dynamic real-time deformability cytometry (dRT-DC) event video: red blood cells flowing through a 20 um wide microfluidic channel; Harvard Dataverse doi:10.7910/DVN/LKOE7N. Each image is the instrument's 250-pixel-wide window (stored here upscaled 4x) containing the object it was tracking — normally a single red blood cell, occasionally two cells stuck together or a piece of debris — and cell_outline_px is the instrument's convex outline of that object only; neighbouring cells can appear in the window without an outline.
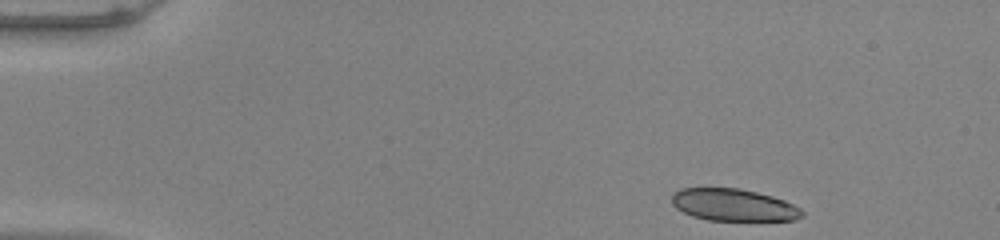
{"species": "common noctule bat (a hibernating species)", "species_latin": "Nyctalus noctula", "temperature_condition": "warm", "stored_images_in_passage": 46, "camera_frame_rate_fps": 3000, "um_per_image_px": 0.085, "animal": {"sex": "male", "body_mass_g": 20.0, "forearm_length_mm": 53.3}, "frame": {"image": 1, "passage_image": 1, "time_ms": 0.0, "image_size_px": [1000, 240], "cell_outline_px": [[804, 216], [796, 220], [708, 220], [692, 216], [676, 208], [672, 204], [672, 192], [680, 188], [740, 188], [772, 196], [784, 200], [800, 208], [804, 212]], "centroid_in_image_um": [62.34, 17.42], "position_along_channel_um": 22.7, "area_um2": 24.45}}
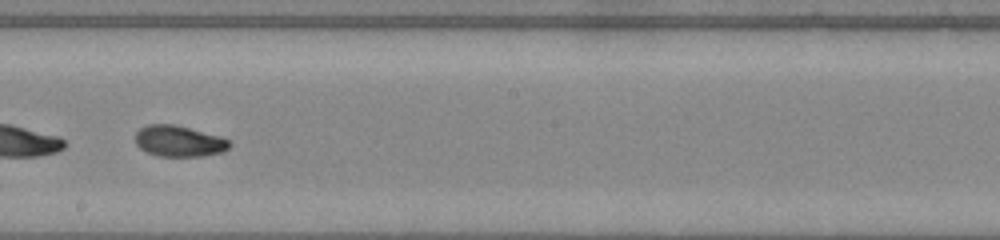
{"frame": {"image": 2, "passage_image": 25, "time_ms": 8.0, "image_size_px": [1000, 240], "cell_outline_px": [[232, 144], [228, 148], [220, 152], [204, 156], [156, 156], [140, 148], [136, 144], [136, 132], [140, 128], [148, 124], [172, 124], [220, 136], [228, 140]], "centroid_in_image_um": [15.19, 12.0], "position_along_channel_um": 233.0, "area_um2": 16.88}}
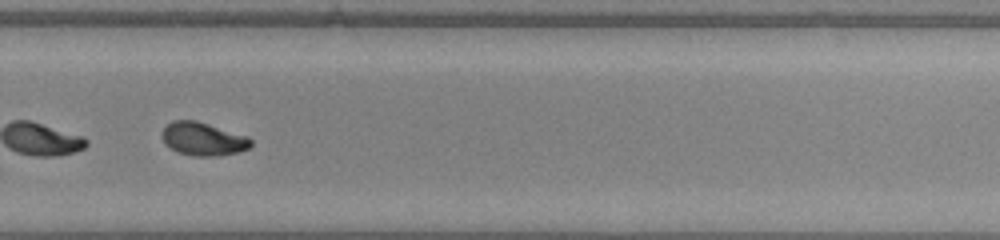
{"frame": {"image": 3, "passage_image": 31, "time_ms": 10.0, "image_size_px": [1000, 240], "cell_outline_px": [[252, 144], [248, 148], [240, 152], [216, 156], [192, 156], [176, 152], [164, 144], [160, 136], [160, 132], [172, 120], [196, 120], [248, 136], [252, 140]], "centroid_in_image_um": [17.23, 11.81], "position_along_channel_um": 312.6, "area_um2": 17.51}, "authors_computed_cell_mechanics": {"area_um2": 17.5134, "velocity_mm_per_s": 3.9811, "shape_relaxation_time_tau1_ms": 9.2868, "shape_relaxation_time_tau2_ms": 2.1463, "deformation_change_tau1": 0.267, "deformation_change_tau2": 0.0533}}